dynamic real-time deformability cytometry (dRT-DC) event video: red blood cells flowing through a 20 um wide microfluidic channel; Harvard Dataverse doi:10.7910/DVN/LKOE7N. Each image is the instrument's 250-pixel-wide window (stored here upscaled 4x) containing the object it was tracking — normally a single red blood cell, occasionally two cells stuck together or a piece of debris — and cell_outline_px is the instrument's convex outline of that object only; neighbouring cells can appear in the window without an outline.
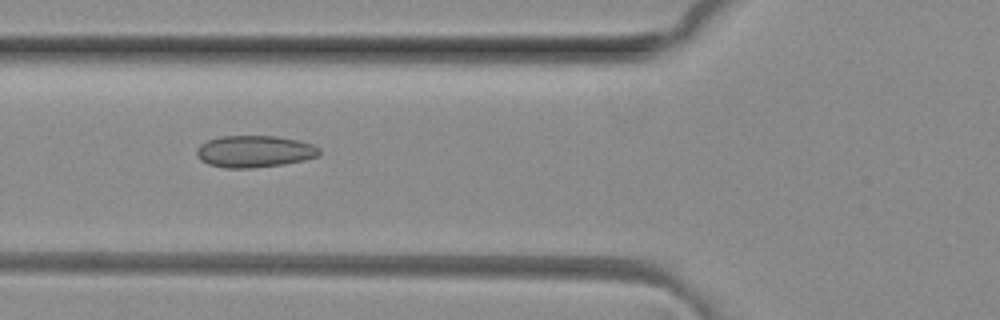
{"species": "common noctule bat (a hibernating species)", "species_latin": "Nyctalus noctula", "temperature_condition": "room temperature", "stored_images_in_passage": 6, "camera_frame_rate_fps": 3000, "um_per_image_px": 0.085, "animal": {"sex": "female", "body_mass_g": 29.2, "forearm_length_mm": 56.3}, "frame": {"image": 1, "passage_image": 4, "time_ms": 1.0, "image_size_px": [1000, 320], "cell_outline_px": [[320, 156], [304, 160], [284, 164], [252, 168], [224, 168], [208, 164], [200, 160], [196, 156], [196, 148], [200, 144], [208, 140], [220, 136], [276, 136], [300, 140], [312, 144], [320, 148]], "centroid_in_image_um": [21.63, 12.87], "position_along_channel_um": 104.2, "area_um2": 23.06}}
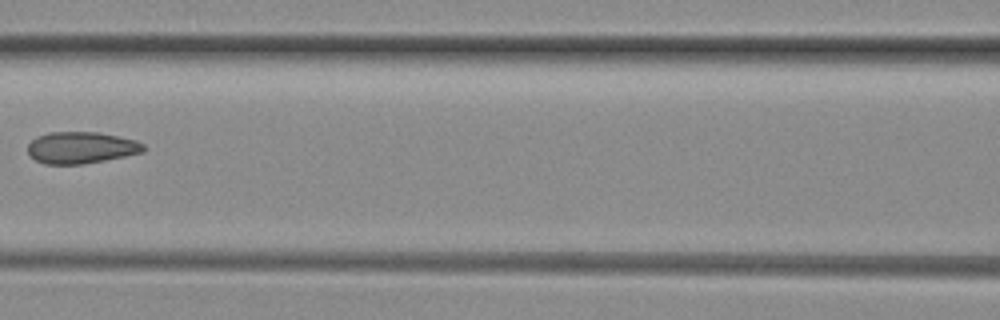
{"frame": {"image": 2, "passage_image": 5, "time_ms": 1.333, "image_size_px": [1000, 320], "cell_outline_px": [[144, 152], [84, 164], [44, 164], [36, 160], [28, 152], [28, 144], [36, 136], [48, 132], [96, 132], [136, 140], [144, 144]], "centroid_in_image_um": [6.88, 12.55], "position_along_channel_um": 159.7, "area_um2": 21.27}}
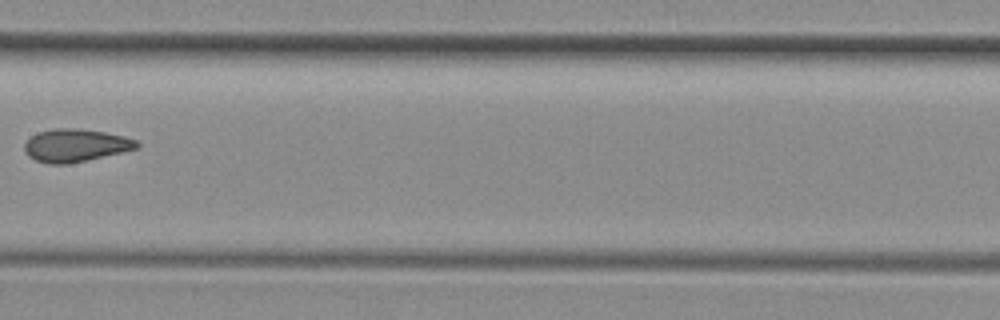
{"frame": {"image": 3, "passage_image": 6, "time_ms": 1.667, "image_size_px": [1000, 320], "cell_outline_px": [[140, 148], [88, 160], [68, 164], [48, 164], [36, 160], [28, 156], [24, 148], [24, 144], [36, 132], [56, 128], [80, 128], [104, 132], [124, 136], [136, 140], [140, 144]], "centroid_in_image_um": [6.44, 12.36], "position_along_channel_um": 201.0, "area_um2": 21.62}}